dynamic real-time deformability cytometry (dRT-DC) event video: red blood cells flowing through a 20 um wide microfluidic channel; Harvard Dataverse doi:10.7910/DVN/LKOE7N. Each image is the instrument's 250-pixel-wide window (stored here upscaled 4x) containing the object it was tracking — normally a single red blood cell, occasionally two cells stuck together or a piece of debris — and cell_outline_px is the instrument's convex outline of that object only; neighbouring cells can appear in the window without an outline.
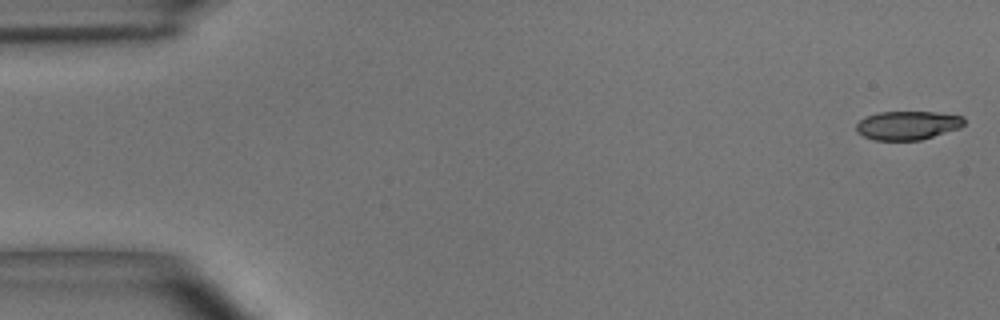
{"species": "common noctule bat (a hibernating species)", "species_latin": "Nyctalus noctula", "temperature_condition": "room temperature", "stored_images_in_passage": 54, "camera_frame_rate_fps": 3000, "um_per_image_px": 0.085, "animal": {"sex": "male", "body_mass_g": 15.6}, "frame": {"image": 1, "passage_image": 1, "time_ms": 0.0, "image_size_px": [1000, 320], "cell_outline_px": [[964, 124], [960, 128], [920, 140], [872, 140], [856, 132], [856, 124], [864, 116], [876, 112], [936, 112], [964, 116]], "centroid_in_image_um": [77.12, 10.65], "position_along_channel_um": 7.9, "area_um2": 18.21}}
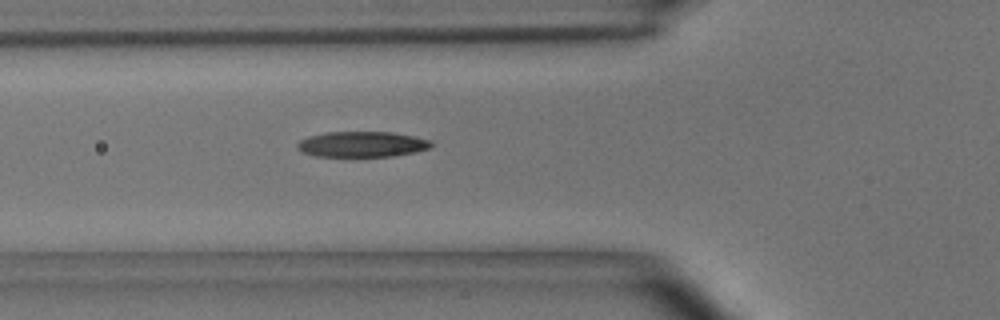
{"frame": {"image": 2, "passage_image": 19, "time_ms": 6.0, "image_size_px": [1000, 320], "cell_outline_px": [[432, 144], [428, 148], [416, 152], [392, 156], [316, 156], [304, 152], [296, 148], [296, 144], [300, 140], [308, 136], [328, 132], [392, 132], [432, 140]], "centroid_in_image_um": [30.76, 12.26], "position_along_channel_um": 95.0, "area_um2": 19.83}}
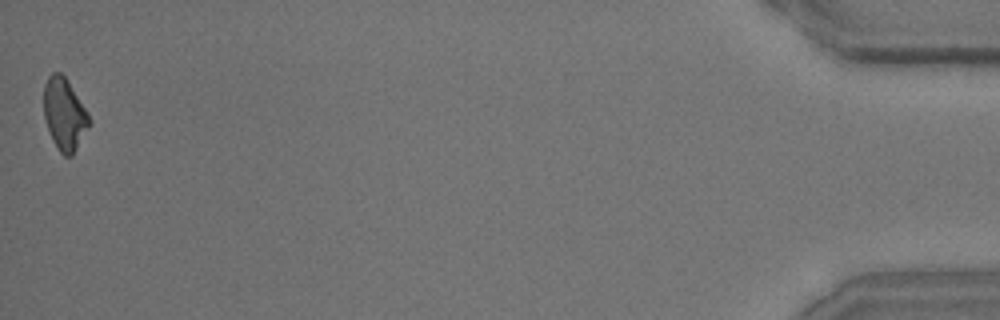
{"frame": {"image": 3, "passage_image": 54, "time_ms": 17.667, "image_size_px": [1000, 320], "cell_outline_px": [[92, 124], [72, 156], [64, 156], [60, 152], [52, 140], [44, 116], [44, 84], [48, 76], [52, 72], [60, 72], [64, 76], [88, 112], [92, 120]], "centroid_in_image_um": [5.5, 9.73], "position_along_channel_um": 429.7, "area_um2": 19.13}, "authors_computed_cell_mechanics": {"area_um2": 19.7676, "velocity_mm_per_s": 3.6632, "shape_relaxation_time_tau1_ms": 3.0771, "shape_relaxation_time_tau2_ms": 3.0317, "deformation_change_tau1": 0.1388, "deformation_change_tau2": 0.1122}}